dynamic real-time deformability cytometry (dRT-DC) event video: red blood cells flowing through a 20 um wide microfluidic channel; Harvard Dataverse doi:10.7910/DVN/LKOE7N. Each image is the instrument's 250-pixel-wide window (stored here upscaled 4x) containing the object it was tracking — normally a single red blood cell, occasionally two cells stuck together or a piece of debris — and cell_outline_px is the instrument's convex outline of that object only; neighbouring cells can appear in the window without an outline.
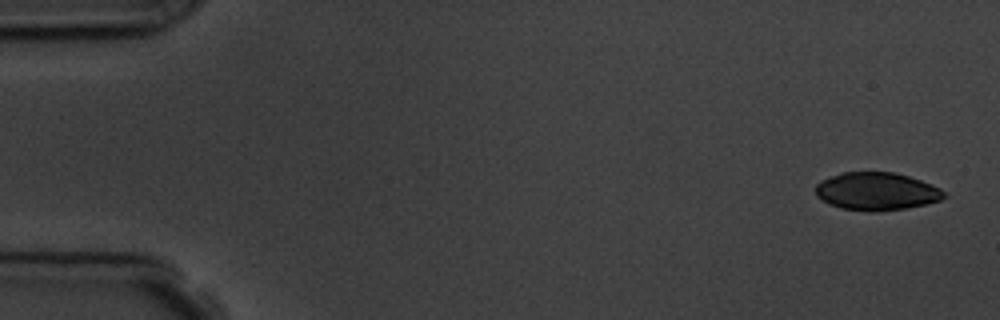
{"species": "common noctule bat (a hibernating species)", "species_latin": "Nyctalus noctula", "temperature_condition": "room temperature", "stored_images_in_passage": 5, "camera_frame_rate_fps": 3000, "um_per_image_px": 0.085, "animal": {"sex": "male", "body_mass_g": 19.5, "forearm_length_mm": 54.6}, "frame": {"image": 1, "passage_image": 1, "time_ms": 0.0, "image_size_px": [1000, 320], "cell_outline_px": [[948, 196], [940, 200], [924, 204], [904, 208], [876, 212], [872, 212], [840, 208], [828, 204], [816, 196], [816, 184], [820, 180], [840, 172], [892, 172], [908, 176], [920, 180], [940, 188]], "centroid_in_image_um": [74.47, 16.26], "position_along_channel_um": 10.5, "area_um2": 28.38}}